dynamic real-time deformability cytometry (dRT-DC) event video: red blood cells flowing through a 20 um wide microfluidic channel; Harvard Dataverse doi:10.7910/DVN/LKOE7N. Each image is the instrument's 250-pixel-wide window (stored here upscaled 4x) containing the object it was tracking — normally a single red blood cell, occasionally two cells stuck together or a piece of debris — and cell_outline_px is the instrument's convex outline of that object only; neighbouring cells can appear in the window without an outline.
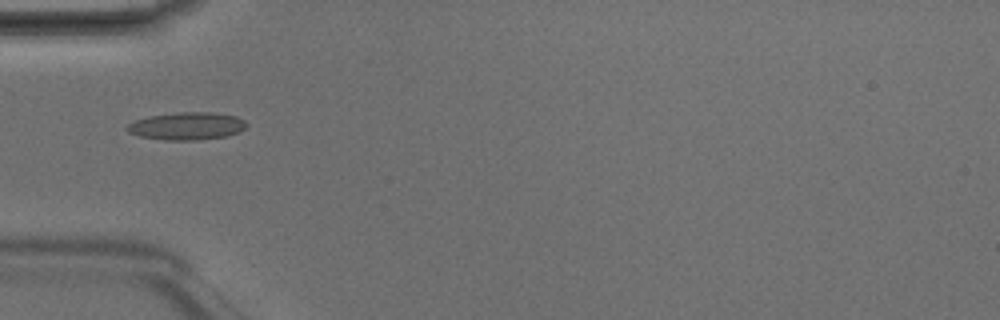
{"species": "Egyptian fruit bat (a non-hibernating species)", "species_latin": "Rousettus aegyptiacus", "temperature_condition": "room temperature", "stored_images_in_passage": 7, "camera_frame_rate_fps": 3000, "um_per_image_px": 0.085, "animal": {"sex": "male"}, "frame": {"image": 1, "passage_image": 5, "time_ms": 1.333, "image_size_px": [1000, 320], "cell_outline_px": [[248, 124], [244, 128], [228, 136], [196, 140], [164, 140], [140, 136], [128, 132], [124, 128], [128, 124], [136, 120], [152, 116], [176, 112], [212, 112], [236, 116], [244, 120]], "centroid_in_image_um": [15.88, 10.71], "position_along_channel_um": 69.1, "area_um2": 19.13}}
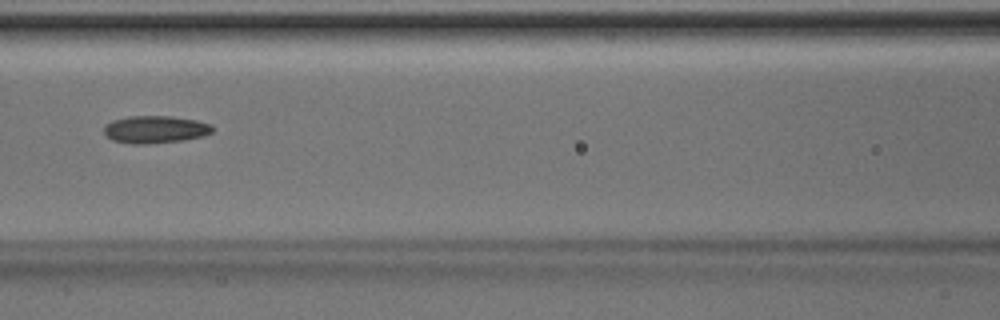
{"frame": {"image": 2, "passage_image": 7, "time_ms": 2.0, "image_size_px": [1000, 320], "cell_outline_px": [[216, 128], [212, 132], [200, 136], [184, 140], [148, 144], [132, 144], [112, 140], [104, 132], [104, 124], [112, 120], [128, 116], [172, 116], [196, 120], [212, 124]], "centroid_in_image_um": [13.2, 10.99], "position_along_channel_um": 153.4, "area_um2": 17.51}}